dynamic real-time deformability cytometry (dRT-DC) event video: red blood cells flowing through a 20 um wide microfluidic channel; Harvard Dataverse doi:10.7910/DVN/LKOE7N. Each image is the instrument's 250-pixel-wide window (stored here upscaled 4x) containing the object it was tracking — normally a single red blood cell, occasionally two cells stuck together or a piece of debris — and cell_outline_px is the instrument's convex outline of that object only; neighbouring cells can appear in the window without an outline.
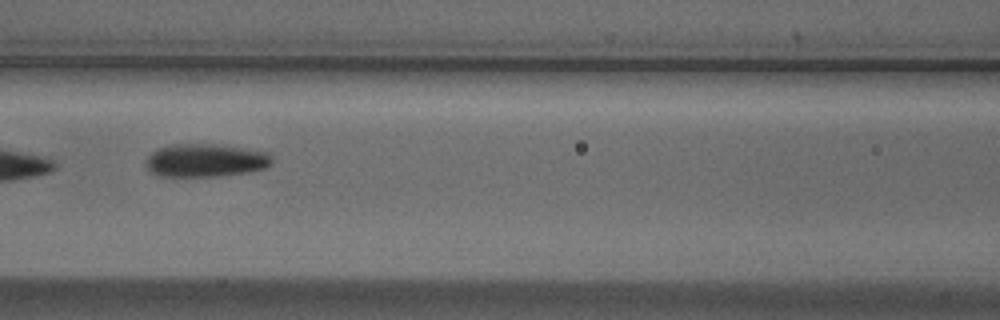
{"species": "Egyptian fruit bat (a non-hibernating species)", "species_latin": "Rousettus aegyptiacus", "temperature_condition": "cold", "stored_images_in_passage": 12, "camera_frame_rate_fps": 3000, "um_per_image_px": 0.085, "animal": {"sex": "male"}, "frame": {"image": 1, "passage_image": 4, "time_ms": 1.0, "image_size_px": [1000, 320], "cell_outline_px": [[272, 164], [268, 168], [248, 172], [220, 176], [156, 176], [148, 172], [144, 164], [148, 156], [156, 148], [168, 144], [212, 144], [268, 152], [272, 160]], "centroid_in_image_um": [17.41, 13.64], "position_along_channel_um": 149.2, "area_um2": 24.62}}
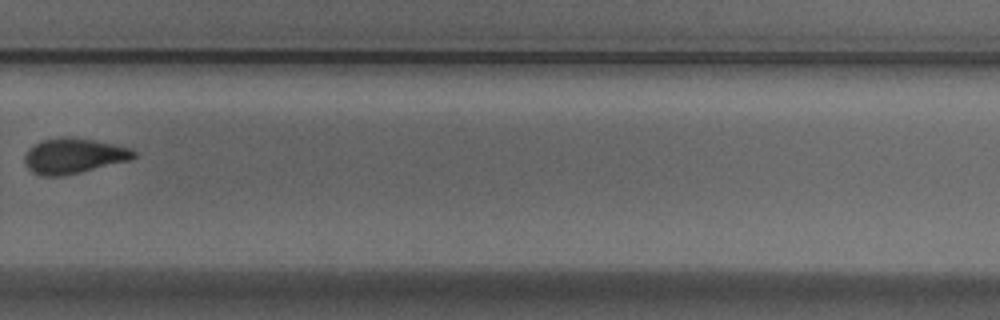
{"frame": {"image": 2, "passage_image": 8, "time_ms": 2.333, "image_size_px": [1000, 320], "cell_outline_px": [[136, 156], [132, 160], [64, 176], [44, 176], [32, 172], [24, 164], [24, 156], [36, 144], [44, 140], [60, 136], [72, 136], [132, 148], [136, 152]], "centroid_in_image_um": [6.29, 13.25], "position_along_channel_um": 323.5, "area_um2": 22.48}}